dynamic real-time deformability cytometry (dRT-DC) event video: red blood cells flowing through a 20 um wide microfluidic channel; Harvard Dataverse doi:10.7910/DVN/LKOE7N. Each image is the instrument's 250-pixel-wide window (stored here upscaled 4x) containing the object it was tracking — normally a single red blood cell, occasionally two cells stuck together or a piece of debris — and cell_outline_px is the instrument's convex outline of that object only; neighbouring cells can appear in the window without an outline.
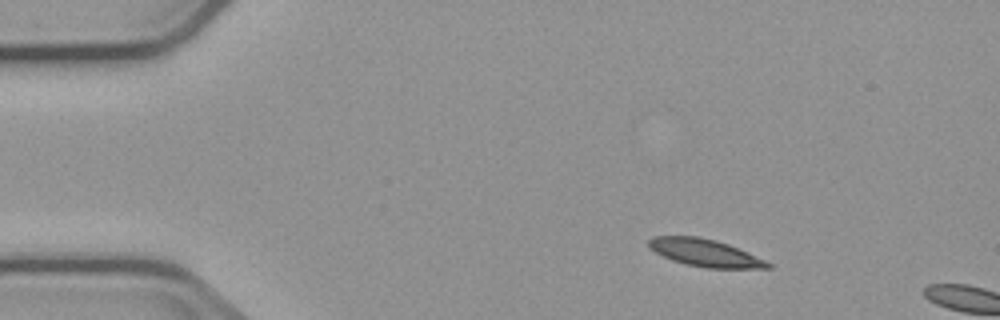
{"species": "common noctule bat (a hibernating species)", "species_latin": "Nyctalus noctula", "temperature_condition": "cold", "stored_images_in_passage": 2, "camera_frame_rate_fps": 3000, "um_per_image_px": 0.085, "animal": {"sex": "male", "body_mass_g": 23.1, "forearm_length_mm": 52.7}, "frame": {"image": 1, "passage_image": 1, "time_ms": 0.0, "image_size_px": [1000, 320], "cell_outline_px": [[772, 268], [704, 268], [672, 260], [648, 248], [648, 240], [652, 236], [696, 236], [716, 240], [728, 244], [764, 260], [772, 264]], "centroid_in_image_um": [59.89, 21.48], "position_along_channel_um": 25.1, "area_um2": 18.79}}